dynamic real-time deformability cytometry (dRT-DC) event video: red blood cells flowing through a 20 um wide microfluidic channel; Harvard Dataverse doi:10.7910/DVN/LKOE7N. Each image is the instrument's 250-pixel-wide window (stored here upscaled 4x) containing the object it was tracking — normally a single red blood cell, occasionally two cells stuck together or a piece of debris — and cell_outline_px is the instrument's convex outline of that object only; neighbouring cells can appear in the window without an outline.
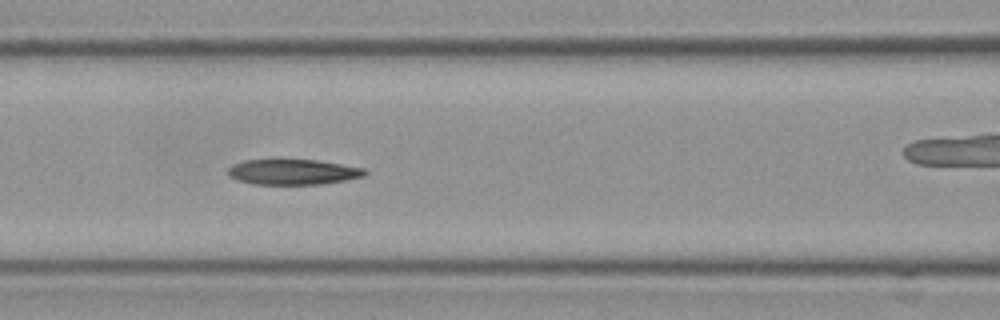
{"species": "Egyptian fruit bat (a non-hibernating species)", "species_latin": "Rousettus aegyptiacus", "temperature_condition": "cold", "stored_images_in_passage": 13, "camera_frame_rate_fps": 3000, "um_per_image_px": 0.085, "frame": {"image": 1, "passage_image": 8, "time_ms": 2.333, "image_size_px": [1000, 320], "cell_outline_px": [[368, 172], [364, 176], [344, 180], [320, 184], [252, 184], [228, 176], [228, 168], [232, 164], [244, 160], [316, 160], [364, 168]], "centroid_in_image_um": [24.88, 14.61], "position_along_channel_um": 141.7, "area_um2": 20.06}}
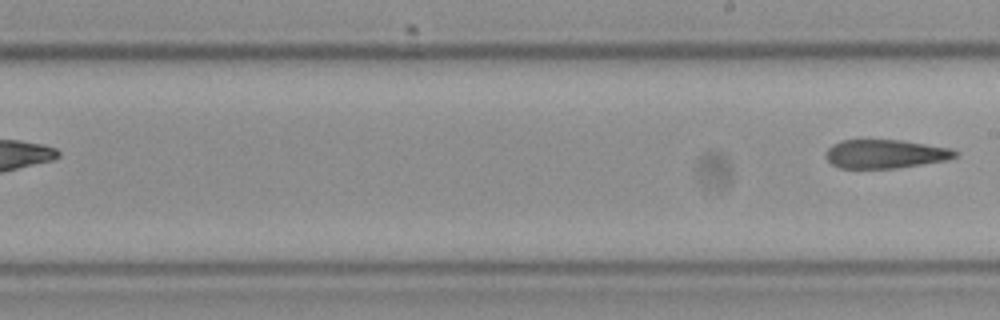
{"frame": {"image": 2, "passage_image": 13, "time_ms": 4.0, "image_size_px": [1000, 320], "cell_outline_px": [[960, 152], [956, 156], [948, 160], [896, 168], [840, 168], [832, 164], [824, 156], [828, 148], [832, 144], [840, 140], [900, 140], [952, 148]], "centroid_in_image_um": [75.26, 13.08], "position_along_channel_um": 213.7, "area_um2": 21.73}}